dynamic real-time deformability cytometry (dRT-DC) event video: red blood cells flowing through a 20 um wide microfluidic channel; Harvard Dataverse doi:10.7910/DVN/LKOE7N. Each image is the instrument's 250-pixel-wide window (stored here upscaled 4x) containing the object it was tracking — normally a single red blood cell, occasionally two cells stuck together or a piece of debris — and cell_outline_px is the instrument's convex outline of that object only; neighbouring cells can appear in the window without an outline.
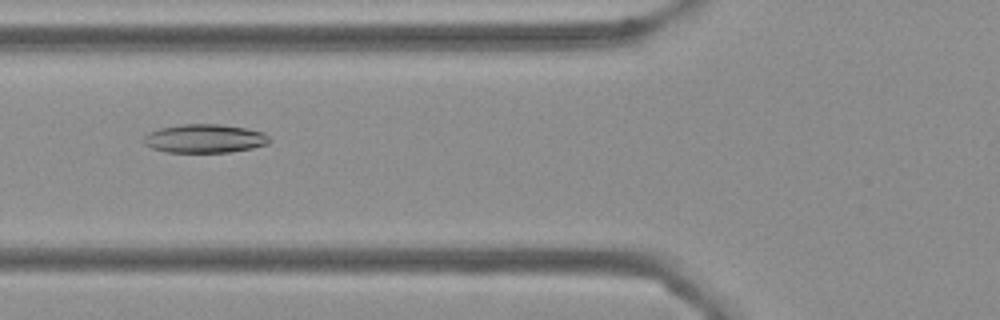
{"species": "Egyptian fruit bat (a non-hibernating species)", "species_latin": "Rousettus aegyptiacus", "temperature_condition": "cold", "stored_images_in_passage": 55, "camera_frame_rate_fps": 3000, "um_per_image_px": 0.085, "frame": {"image": 1, "passage_image": 21, "time_ms": 6.667, "image_size_px": [1000, 320], "cell_outline_px": [[272, 140], [268, 144], [252, 148], [232, 152], [168, 152], [152, 148], [144, 144], [140, 140], [148, 132], [160, 128], [180, 124], [220, 124], [244, 128], [264, 132]], "centroid_in_image_um": [17.38, 11.77], "position_along_channel_um": 108.4, "area_um2": 21.15}}
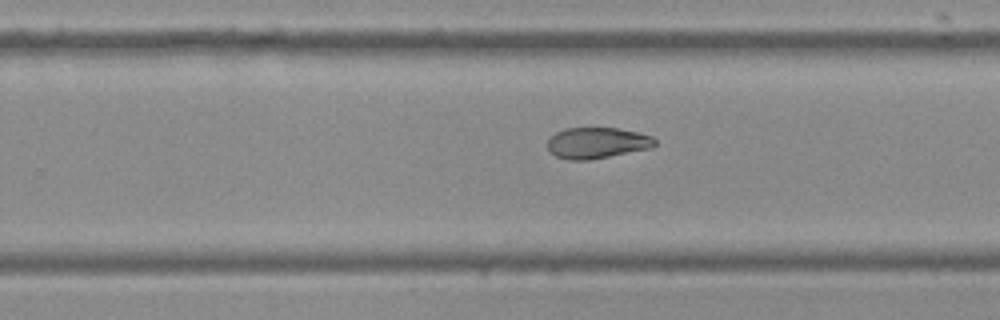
{"frame": {"image": 2, "passage_image": 35, "time_ms": 11.333, "image_size_px": [1000, 320], "cell_outline_px": [[656, 144], [652, 148], [588, 160], [568, 160], [556, 156], [548, 152], [548, 140], [556, 132], [564, 128], [616, 128], [640, 132], [652, 136], [656, 140]], "centroid_in_image_um": [50.75, 12.14], "position_along_channel_um": 279.0, "area_um2": 19.54}}
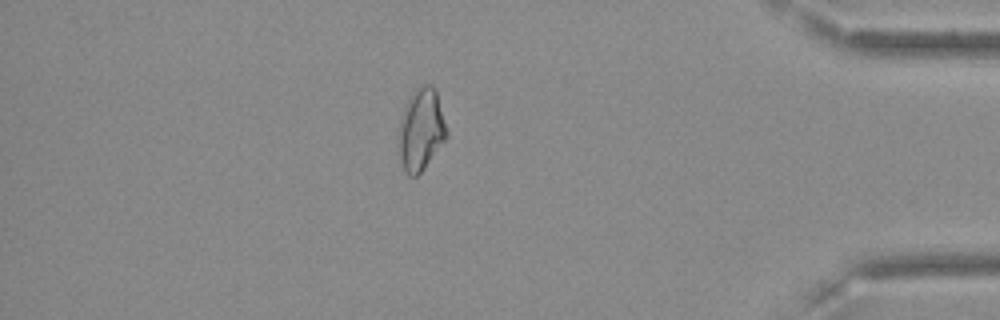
{"frame": {"image": 3, "passage_image": 48, "time_ms": 15.667, "image_size_px": [1000, 320], "cell_outline_px": [[448, 136], [424, 168], [416, 176], [408, 176], [404, 172], [400, 160], [396, 144], [396, 140], [400, 120], [404, 108], [412, 92], [424, 84], [432, 84], [436, 88], [448, 132]], "centroid_in_image_um": [35.76, 11.03], "position_along_channel_um": 399.4, "area_um2": 23.35}, "authors_computed_cell_mechanics": {"area_um2": 21.8484, "velocity_mm_per_s": 3.6505, "shape_relaxation_time_tau1_ms": null, "shape_relaxation_time_tau2_ms": 7.0894, "deformation_change_tau1": null, "deformation_change_tau2": 0.1163}}